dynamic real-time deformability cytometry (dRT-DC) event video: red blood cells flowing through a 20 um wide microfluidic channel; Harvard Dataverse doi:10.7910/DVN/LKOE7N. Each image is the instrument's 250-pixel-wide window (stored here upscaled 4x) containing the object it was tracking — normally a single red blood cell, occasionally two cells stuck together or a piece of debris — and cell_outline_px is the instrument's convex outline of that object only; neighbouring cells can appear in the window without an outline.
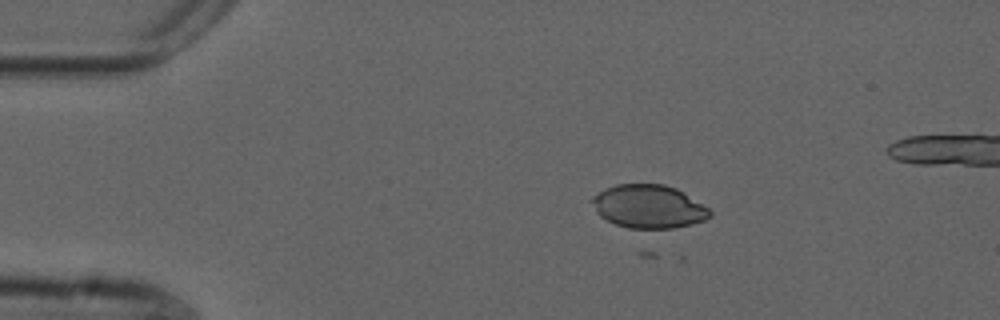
{"species": "common noctule bat (a hibernating species)", "species_latin": "Nyctalus noctula", "temperature_condition": "cold", "stored_images_in_passage": 20, "camera_frame_rate_fps": 3000, "um_per_image_px": 0.085, "animal": {"sex": "male", "forearm_length_mm": 52.5}, "frame": {"image": 1, "passage_image": 12, "time_ms": 3.667, "image_size_px": [1000, 320], "cell_outline_px": [[712, 216], [704, 220], [692, 224], [672, 228], [628, 228], [616, 224], [600, 216], [596, 212], [588, 200], [592, 196], [604, 188], [616, 184], [664, 184], [676, 188], [708, 208], [712, 212]], "centroid_in_image_um": [55.09, 17.54], "position_along_channel_um": 29.9, "area_um2": 29.82}}